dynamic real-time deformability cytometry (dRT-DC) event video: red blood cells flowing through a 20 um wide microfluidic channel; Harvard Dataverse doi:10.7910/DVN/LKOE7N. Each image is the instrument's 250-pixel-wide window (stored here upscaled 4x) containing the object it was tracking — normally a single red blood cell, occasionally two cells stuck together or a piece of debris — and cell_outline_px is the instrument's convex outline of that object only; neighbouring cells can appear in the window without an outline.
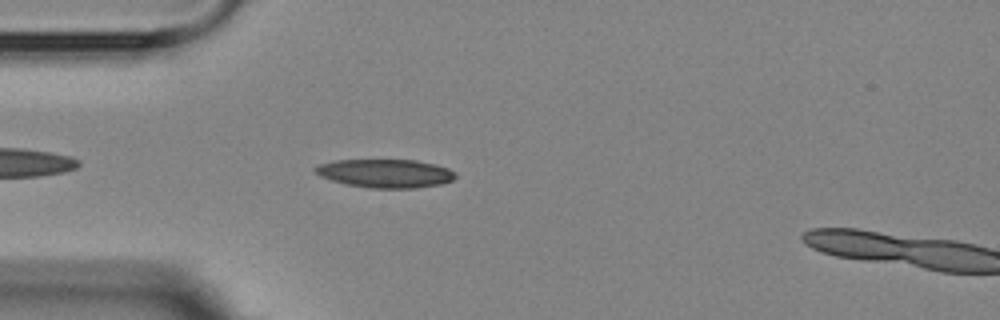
{"species": "Egyptian fruit bat (a non-hibernating species)", "species_latin": "Rousettus aegyptiacus", "temperature_condition": "room temperature", "stored_images_in_passage": 5, "camera_frame_rate_fps": 3000, "um_per_image_px": 0.085, "animal": {"sex": "female"}, "frame": {"image": 1, "passage_image": 4, "time_ms": 3.333, "image_size_px": [1000, 320], "cell_outline_px": [[456, 176], [452, 180], [440, 184], [416, 188], [372, 188], [348, 184], [332, 180], [320, 176], [312, 168], [320, 164], [336, 160], [416, 160], [448, 168], [456, 172]], "centroid_in_image_um": [32.76, 14.73], "position_along_channel_um": 52.2, "area_um2": 23.06}}